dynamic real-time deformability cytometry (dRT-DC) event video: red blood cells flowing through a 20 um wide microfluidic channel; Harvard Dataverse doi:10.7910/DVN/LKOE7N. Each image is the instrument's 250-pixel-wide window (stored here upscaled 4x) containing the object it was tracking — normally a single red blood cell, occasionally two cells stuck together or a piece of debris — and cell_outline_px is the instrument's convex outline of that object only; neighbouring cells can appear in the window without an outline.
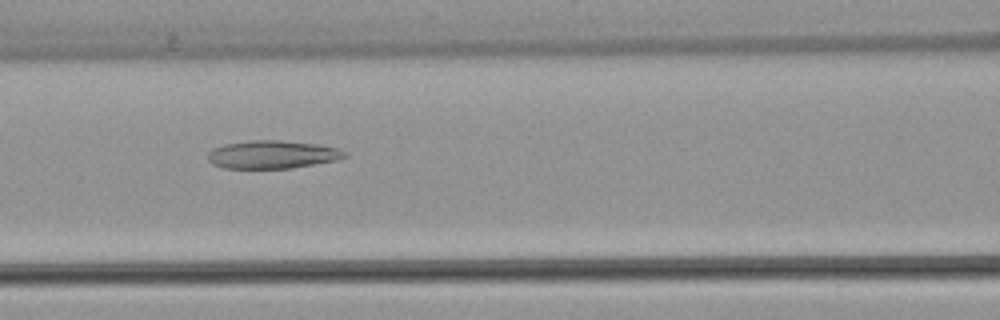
{"species": "common noctule bat (a hibernating species)", "species_latin": "Nyctalus noctula", "temperature_condition": "warm", "stored_images_in_passage": 40, "camera_frame_rate_fps": 3000, "um_per_image_px": 0.085, "animal": {"sex": "female", "body_mass_g": 22.7, "forearm_length_mm": 54.2}, "frame": {"image": 1, "passage_image": 18, "time_ms": 5.667, "image_size_px": [1000, 320], "cell_outline_px": [[348, 156], [340, 160], [292, 168], [224, 168], [212, 164], [208, 160], [208, 152], [212, 148], [224, 144], [248, 140], [280, 140], [316, 144], [336, 148], [348, 152]], "centroid_in_image_um": [23.16, 13.13], "position_along_channel_um": 143.4, "area_um2": 22.6}}
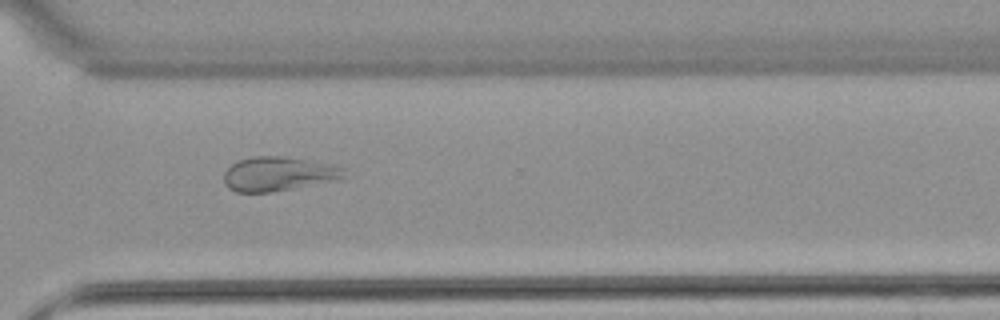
{"frame": {"image": 2, "passage_image": 33, "time_ms": 10.667, "image_size_px": [1000, 320], "cell_outline_px": [[348, 176], [336, 180], [272, 192], [236, 192], [228, 188], [224, 184], [224, 172], [232, 164], [240, 160], [252, 156], [284, 156], [332, 164], [348, 168]], "centroid_in_image_um": [23.71, 14.78], "position_along_channel_um": 346.9, "area_um2": 24.22}}
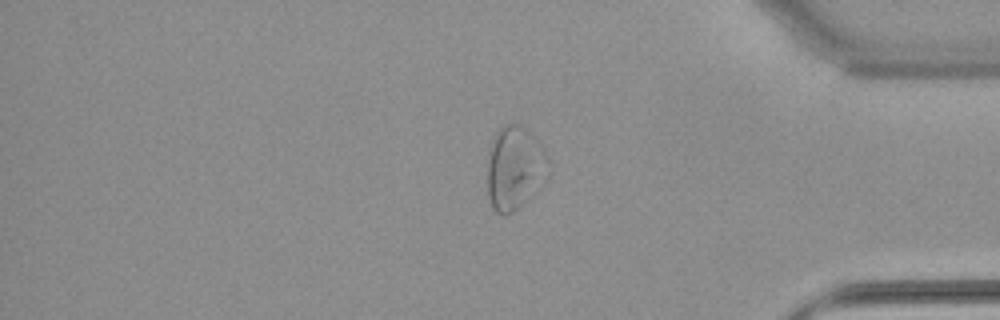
{"frame": {"image": 3, "passage_image": 38, "time_ms": 12.333, "image_size_px": [1000, 320], "cell_outline_px": [[548, 160], [524, 200], [512, 212], [504, 216], [500, 216], [492, 208], [488, 196], [488, 160], [492, 140], [496, 132], [504, 124], [520, 124], [532, 136], [548, 156]], "centroid_in_image_um": [43.6, 14.23], "position_along_channel_um": 391.6, "area_um2": 27.63}}